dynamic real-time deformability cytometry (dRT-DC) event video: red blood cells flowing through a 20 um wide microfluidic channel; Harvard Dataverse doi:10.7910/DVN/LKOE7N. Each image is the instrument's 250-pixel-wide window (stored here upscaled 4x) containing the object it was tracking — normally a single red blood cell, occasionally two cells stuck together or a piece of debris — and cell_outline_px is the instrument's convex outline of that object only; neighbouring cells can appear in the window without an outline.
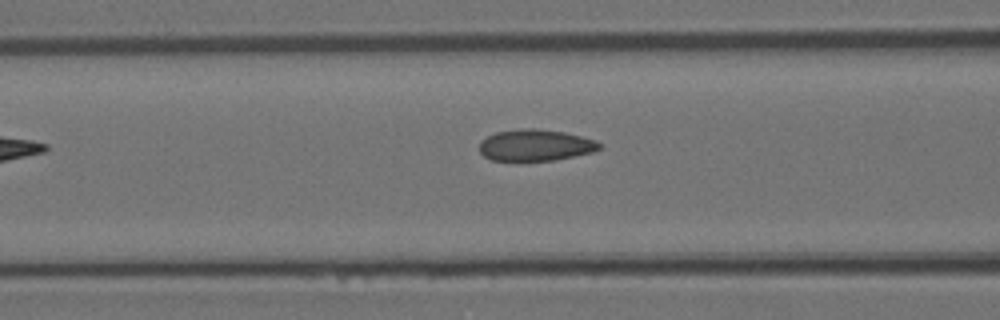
{"species": "Egyptian fruit bat (a non-hibernating species)", "species_latin": "Rousettus aegyptiacus", "temperature_condition": "room temperature", "stored_images_in_passage": 7, "camera_frame_rate_fps": 3000, "um_per_image_px": 0.085, "animal": {"sex": "female"}, "frame": {"image": 1, "passage_image": 6, "time_ms": 1.667, "image_size_px": [1000, 320], "cell_outline_px": [[600, 148], [592, 152], [556, 160], [492, 160], [484, 156], [480, 152], [480, 140], [496, 132], [520, 128], [536, 128], [564, 132], [596, 140], [600, 144]], "centroid_in_image_um": [45.49, 12.33], "position_along_channel_um": 121.1, "area_um2": 21.91}}